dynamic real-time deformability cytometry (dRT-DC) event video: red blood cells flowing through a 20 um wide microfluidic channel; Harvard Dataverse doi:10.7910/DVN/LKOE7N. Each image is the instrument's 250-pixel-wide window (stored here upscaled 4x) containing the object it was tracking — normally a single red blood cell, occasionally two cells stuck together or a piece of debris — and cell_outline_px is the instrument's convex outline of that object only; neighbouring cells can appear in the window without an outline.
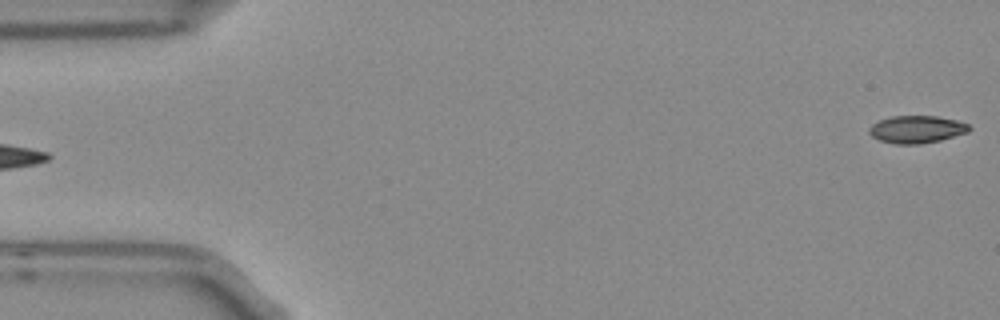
{"species": "Egyptian fruit bat (a non-hibernating species)", "species_latin": "Rousettus aegyptiacus", "temperature_condition": "room temperature", "stored_images_in_passage": 5, "segment_of_instrument_passage": [2, 2], "camera_frame_rate_fps": 3000, "um_per_image_px": 0.085, "frame": {"image": 1, "passage_image": 5, "time_ms": 1.333, "image_size_px": [1000, 320], "cell_outline_px": [[972, 128], [968, 132], [940, 140], [920, 144], [896, 144], [880, 140], [872, 136], [868, 132], [868, 128], [872, 124], [880, 120], [892, 116], [936, 116], [956, 120], [968, 124]], "centroid_in_image_um": [77.91, 10.99], "position_along_channel_um": 7.1, "area_um2": 15.95}}